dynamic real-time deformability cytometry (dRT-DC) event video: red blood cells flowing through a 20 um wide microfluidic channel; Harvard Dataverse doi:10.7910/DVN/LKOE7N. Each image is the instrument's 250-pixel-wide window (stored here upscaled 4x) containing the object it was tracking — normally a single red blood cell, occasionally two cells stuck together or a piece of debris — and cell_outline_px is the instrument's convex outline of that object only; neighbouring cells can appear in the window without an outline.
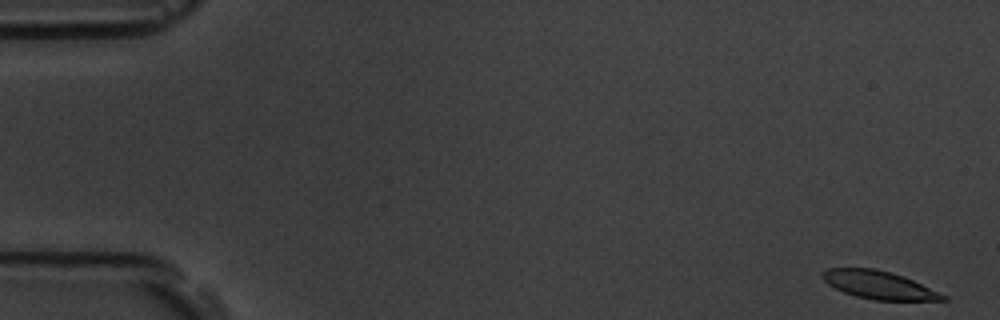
{"species": "common noctule bat (a hibernating species)", "species_latin": "Nyctalus noctula", "temperature_condition": "room temperature", "stored_images_in_passage": 54, "camera_frame_rate_fps": 3000, "um_per_image_px": 0.085, "animal": {"sex": "male", "body_mass_g": 19.5, "forearm_length_mm": 54.6}, "frame": {"image": 1, "passage_image": 1, "time_ms": 0.0, "image_size_px": [1000, 320], "cell_outline_px": [[948, 300], [872, 300], [856, 296], [844, 292], [828, 284], [820, 276], [820, 272], [828, 268], [876, 268], [904, 276], [948, 296]], "centroid_in_image_um": [74.69, 24.21], "position_along_channel_um": 10.3, "area_um2": 19.65}}
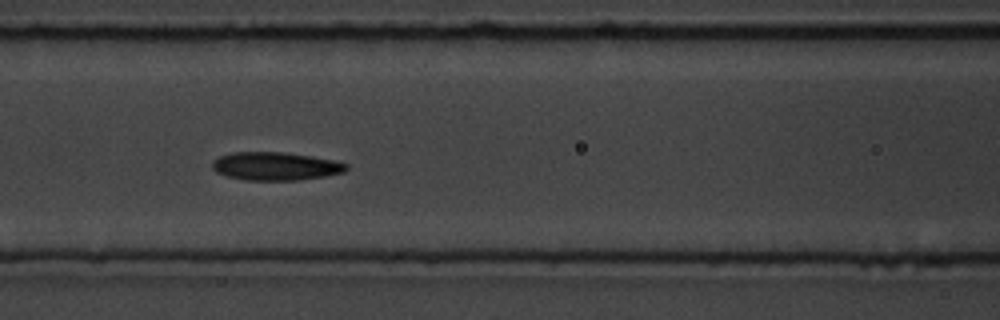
{"frame": {"image": 2, "passage_image": 23, "time_ms": 7.333, "image_size_px": [1000, 320], "cell_outline_px": [[348, 168], [344, 172], [324, 176], [300, 180], [248, 180], [228, 176], [216, 172], [212, 168], [212, 160], [220, 156], [232, 152], [284, 152], [312, 156], [336, 160], [348, 164]], "centroid_in_image_um": [23.43, 14.12], "position_along_channel_um": 143.2, "area_um2": 22.08}}
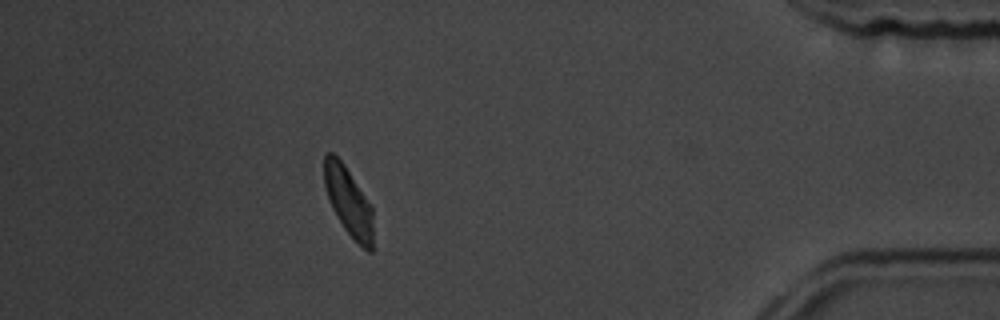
{"frame": {"image": 3, "passage_image": 48, "time_ms": 15.667, "image_size_px": [1000, 320], "cell_outline_px": [[372, 252], [368, 252], [344, 228], [336, 216], [332, 208], [324, 184], [324, 156], [328, 152], [332, 152], [344, 164], [372, 204]], "centroid_in_image_um": [29.62, 17.09], "position_along_channel_um": 405.6, "area_um2": 19.42}, "authors_computed_cell_mechanics": {"area_um2": 21.2415, "velocity_mm_per_s": 3.7328, "shape_relaxation_time_tau1_ms": 2.52, "shape_relaxation_time_tau2_ms": 2.6486, "deformation_change_tau1": 0.1124, "deformation_change_tau2": 0.0887}}